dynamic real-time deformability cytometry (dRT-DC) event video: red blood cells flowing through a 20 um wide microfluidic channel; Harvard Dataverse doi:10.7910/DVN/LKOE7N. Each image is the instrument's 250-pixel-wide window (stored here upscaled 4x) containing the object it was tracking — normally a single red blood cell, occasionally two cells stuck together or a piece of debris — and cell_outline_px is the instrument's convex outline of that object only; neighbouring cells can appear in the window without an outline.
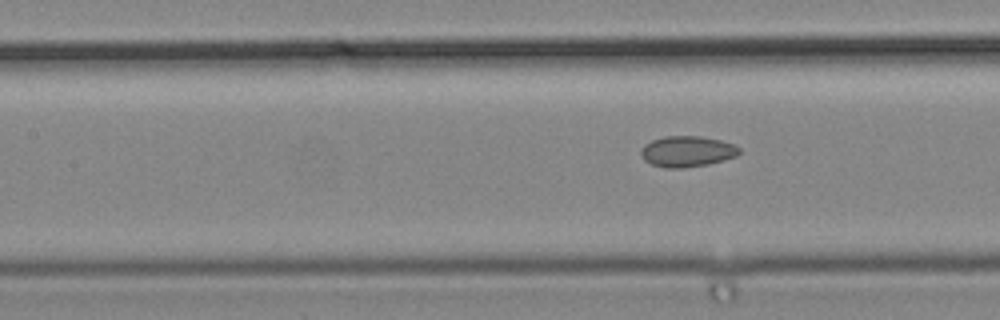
{"species": "common noctule bat (a hibernating species)", "species_latin": "Nyctalus noctula", "temperature_condition": "cold", "stored_images_in_passage": 5, "camera_frame_rate_fps": 3000, "um_per_image_px": 0.085, "animal": {"sex": "male", "body_mass_g": 19.2, "forearm_length_mm": 51.8}, "frame": {"image": 1, "passage_image": 5, "time_ms": 1.333, "image_size_px": [1000, 320], "cell_outline_px": [[740, 152], [736, 156], [708, 164], [684, 168], [664, 168], [652, 164], [644, 160], [640, 152], [644, 144], [652, 140], [664, 136], [700, 136], [720, 140], [732, 144], [740, 148]], "centroid_in_image_um": [58.38, 12.87], "position_along_channel_um": 149.0, "area_um2": 17.63}}